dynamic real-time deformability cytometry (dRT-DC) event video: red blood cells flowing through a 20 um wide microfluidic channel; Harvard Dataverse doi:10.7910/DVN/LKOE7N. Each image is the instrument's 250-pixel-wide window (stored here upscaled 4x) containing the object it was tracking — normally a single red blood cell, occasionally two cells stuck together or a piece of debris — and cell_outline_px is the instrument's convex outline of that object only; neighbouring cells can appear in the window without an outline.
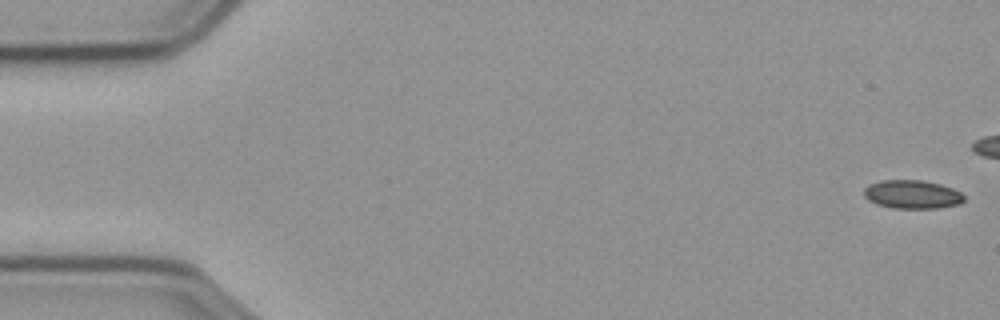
{"species": "common noctule bat (a hibernating species)", "species_latin": "Nyctalus noctula", "temperature_condition": "cold", "stored_images_in_passage": 46, "camera_frame_rate_fps": 3000, "um_per_image_px": 0.085, "animal": {"sex": "male", "body_mass_g": 23.1, "forearm_length_mm": 52.7}, "frame": {"image": 1, "passage_image": 1, "time_ms": 0.0, "image_size_px": [1000, 320], "cell_outline_px": [[964, 200], [960, 204], [936, 208], [892, 208], [876, 204], [868, 200], [864, 196], [864, 188], [868, 184], [880, 180], [924, 180], [940, 184], [952, 188], [960, 192], [964, 196]], "centroid_in_image_um": [77.51, 16.52], "position_along_channel_um": 7.5, "area_um2": 16.76}}
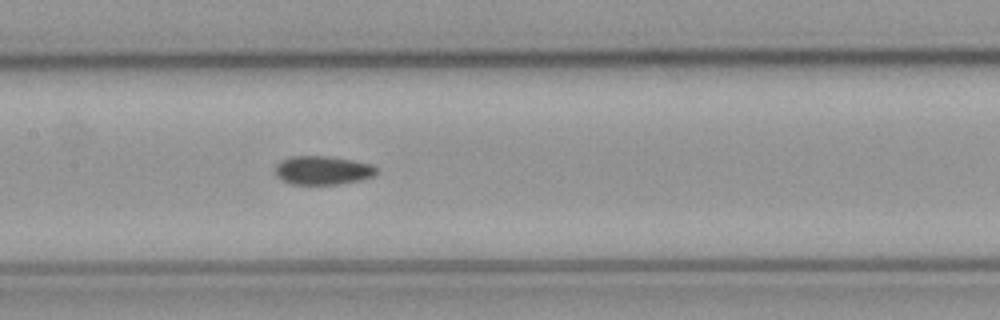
{"frame": {"image": 2, "passage_image": 27, "time_ms": 8.667, "image_size_px": [1000, 320], "cell_outline_px": [[380, 172], [372, 176], [360, 180], [340, 184], [292, 184], [276, 176], [276, 164], [292, 156], [324, 156], [352, 160], [372, 164], [380, 168]], "centroid_in_image_um": [27.49, 14.48], "position_along_channel_um": 179.9, "area_um2": 16.88}}
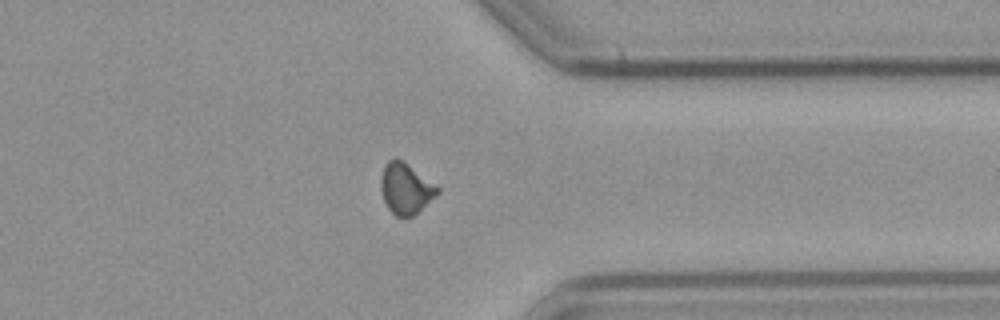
{"frame": {"image": 3, "passage_image": 44, "time_ms": 14.333, "image_size_px": [1000, 320], "cell_outline_px": [[440, 192], [436, 196], [412, 216], [396, 216], [388, 208], [384, 200], [380, 188], [380, 180], [384, 164], [388, 160], [396, 156], [440, 188]], "centroid_in_image_um": [34.46, 16.0], "position_along_channel_um": 376.9, "area_um2": 16.59}}